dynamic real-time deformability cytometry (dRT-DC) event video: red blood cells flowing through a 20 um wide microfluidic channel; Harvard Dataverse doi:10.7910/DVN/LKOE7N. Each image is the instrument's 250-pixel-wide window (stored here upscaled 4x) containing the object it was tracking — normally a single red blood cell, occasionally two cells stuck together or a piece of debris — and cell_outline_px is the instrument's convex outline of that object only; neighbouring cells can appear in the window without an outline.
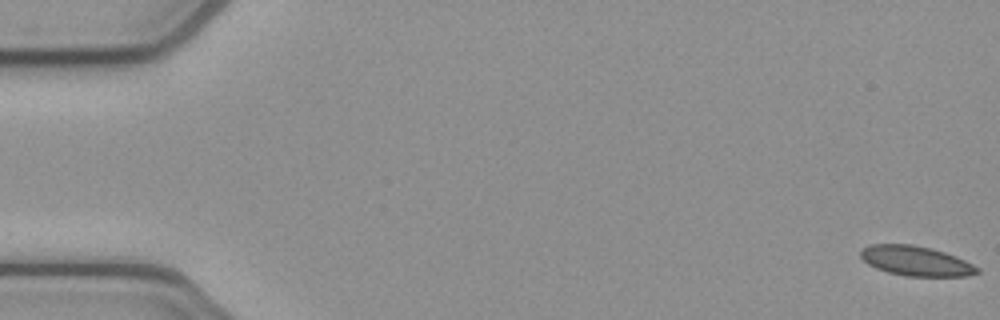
{"species": "common noctule bat (a hibernating species)", "species_latin": "Nyctalus noctula", "temperature_condition": "cold", "stored_images_in_passage": 53, "camera_frame_rate_fps": 3000, "um_per_image_px": 0.085, "animal": {"sex": "female", "body_mass_g": 21.9}, "frame": {"image": 1, "passage_image": 1, "time_ms": 0.0, "image_size_px": [1000, 320], "cell_outline_px": [[980, 272], [968, 276], [908, 276], [888, 272], [876, 268], [868, 264], [860, 256], [860, 252], [868, 244], [912, 244], [932, 248], [956, 256], [980, 268]], "centroid_in_image_um": [77.86, 22.17], "position_along_channel_um": 7.1, "area_um2": 20.23}}
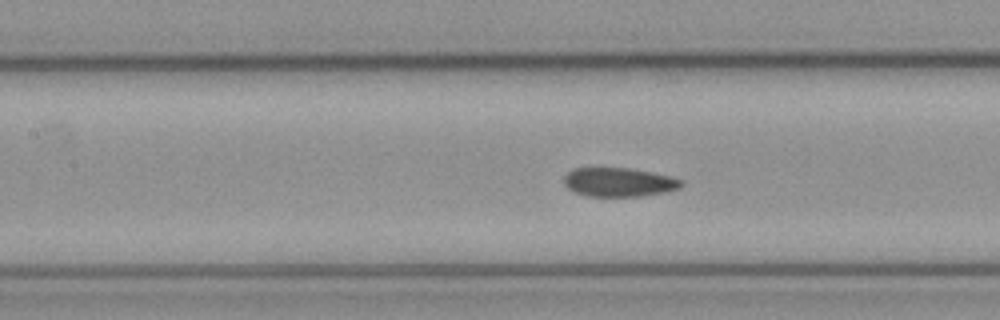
{"frame": {"image": 2, "passage_image": 24, "time_ms": 7.667, "image_size_px": [1000, 320], "cell_outline_px": [[684, 184], [680, 188], [664, 192], [640, 196], [588, 196], [576, 192], [568, 188], [564, 184], [564, 176], [572, 168], [628, 168], [652, 172], [684, 180]], "centroid_in_image_um": [52.61, 15.48], "position_along_channel_um": 154.8, "area_um2": 19.71}}
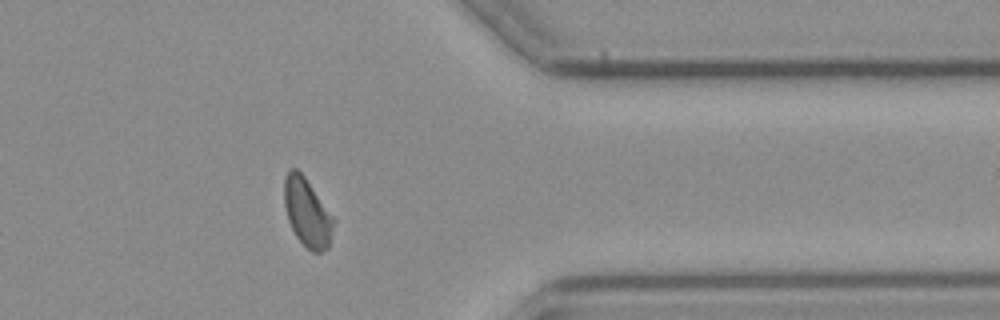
{"frame": {"image": 3, "passage_image": 43, "time_ms": 14.0, "image_size_px": [1000, 320], "cell_outline_px": [[336, 220], [328, 248], [320, 252], [312, 252], [296, 236], [288, 220], [284, 204], [284, 176], [288, 168], [296, 168], [304, 176]], "centroid_in_image_um": [26.11, 18.05], "position_along_channel_um": 385.3, "area_um2": 19.65}, "authors_computed_cell_mechanics": {"area_um2": 20.4034, "velocity_mm_per_s": 3.8744, "shape_relaxation_time_tau1_ms": null, "shape_relaxation_time_tau2_ms": 2.9571, "deformation_change_tau1": null, "deformation_change_tau2": 0.0735}}